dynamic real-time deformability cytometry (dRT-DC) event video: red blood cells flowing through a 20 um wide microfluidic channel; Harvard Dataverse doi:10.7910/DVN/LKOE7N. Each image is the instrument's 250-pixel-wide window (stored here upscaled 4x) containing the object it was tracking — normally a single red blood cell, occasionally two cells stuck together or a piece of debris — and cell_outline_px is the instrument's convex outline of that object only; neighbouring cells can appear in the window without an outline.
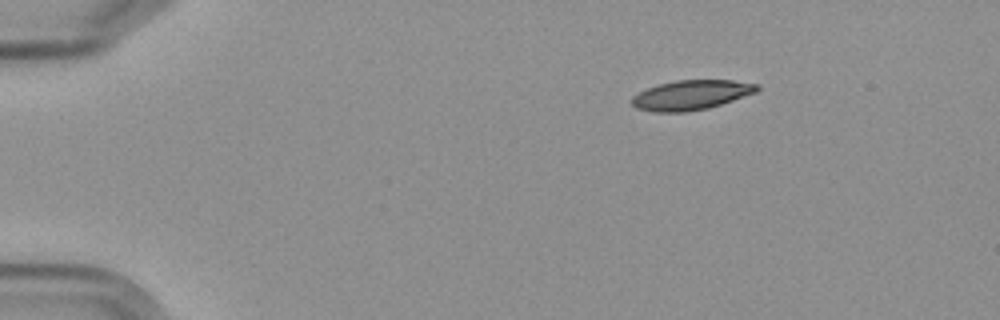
{"species": "Egyptian fruit bat (a non-hibernating species)", "species_latin": "Rousettus aegyptiacus", "temperature_condition": "cold", "stored_images_in_passage": 7, "camera_frame_rate_fps": 3000, "um_per_image_px": 0.085, "frame": {"image": 1, "passage_image": 1, "time_ms": 0.0, "image_size_px": [1000, 320], "cell_outline_px": [[760, 88], [756, 92], [708, 108], [684, 112], [652, 112], [636, 108], [632, 104], [632, 96], [648, 88], [660, 84], [676, 80], [732, 80], [760, 84]], "centroid_in_image_um": [58.75, 8.07], "position_along_channel_um": 26.2, "area_um2": 21.5}}
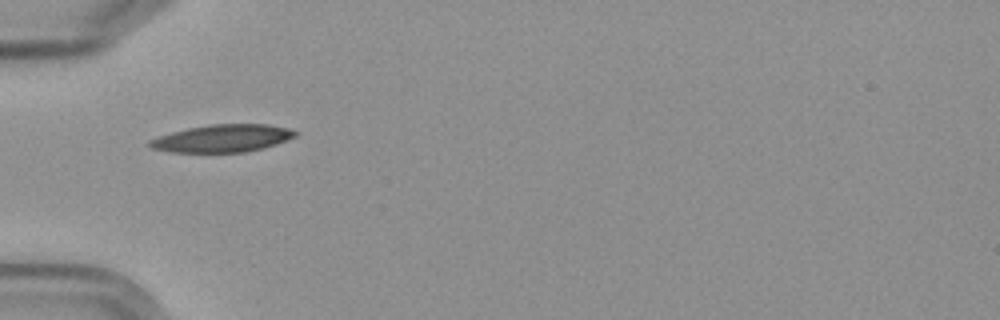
{"frame": {"image": 2, "passage_image": 4, "time_ms": 3.333, "image_size_px": [1000, 320], "cell_outline_px": [[296, 136], [288, 140], [264, 148], [244, 152], [168, 152], [152, 148], [148, 144], [148, 140], [172, 132], [188, 128], [208, 124], [268, 124], [288, 128], [296, 132]], "centroid_in_image_um": [18.91, 11.76], "position_along_channel_um": 66.1, "area_um2": 23.35}}
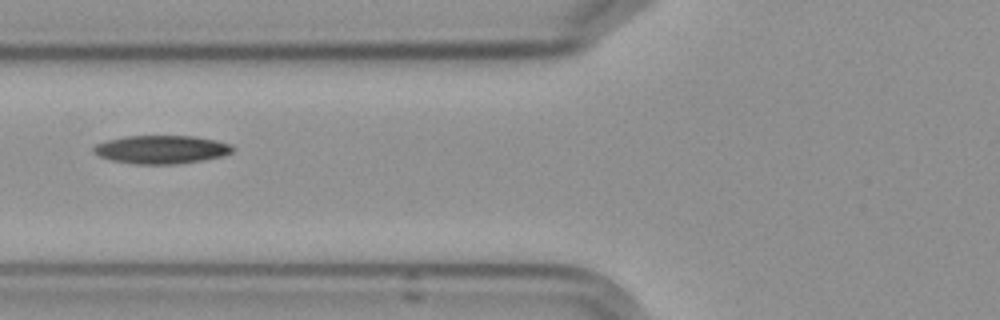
{"frame": {"image": 3, "passage_image": 5, "time_ms": 4.667, "image_size_px": [1000, 320], "cell_outline_px": [[236, 148], [232, 152], [224, 156], [204, 160], [176, 164], [136, 164], [112, 160], [100, 156], [92, 152], [92, 148], [96, 144], [108, 140], [124, 136], [196, 136], [216, 140], [232, 144]], "centroid_in_image_um": [13.76, 12.7], "position_along_channel_um": 112.0, "area_um2": 23.12}}